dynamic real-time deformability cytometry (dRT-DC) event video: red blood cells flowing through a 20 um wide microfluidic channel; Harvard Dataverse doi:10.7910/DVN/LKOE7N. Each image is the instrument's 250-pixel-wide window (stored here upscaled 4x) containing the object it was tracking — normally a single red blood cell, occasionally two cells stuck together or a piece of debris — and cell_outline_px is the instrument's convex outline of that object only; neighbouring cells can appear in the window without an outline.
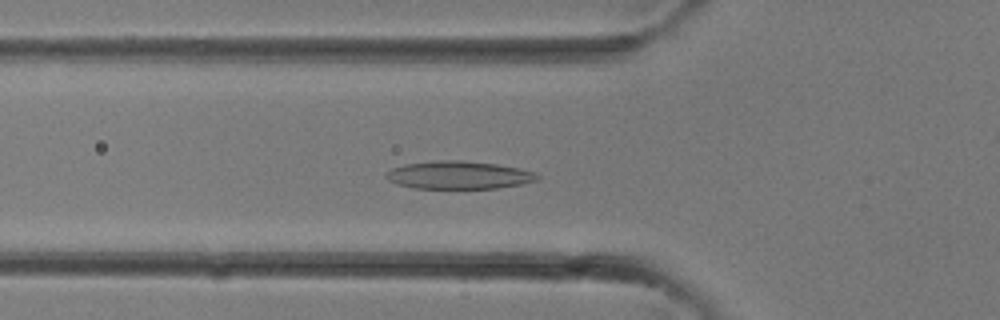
{"species": "common noctule bat (a hibernating species)", "species_latin": "Nyctalus noctula", "temperature_condition": "room temperature", "stored_images_in_passage": 34, "camera_frame_rate_fps": 3000, "um_per_image_px": 0.085, "animal": {"sex": "female"}, "frame": {"image": 1, "passage_image": 12, "time_ms": 3.667, "image_size_px": [1000, 320], "cell_outline_px": [[540, 176], [536, 180], [520, 184], [496, 188], [412, 188], [396, 184], [388, 180], [384, 176], [392, 168], [404, 164], [436, 160], [464, 160], [496, 164], [520, 168], [536, 172]], "centroid_in_image_um": [38.97, 14.87], "position_along_channel_um": 86.8, "area_um2": 24.62}}
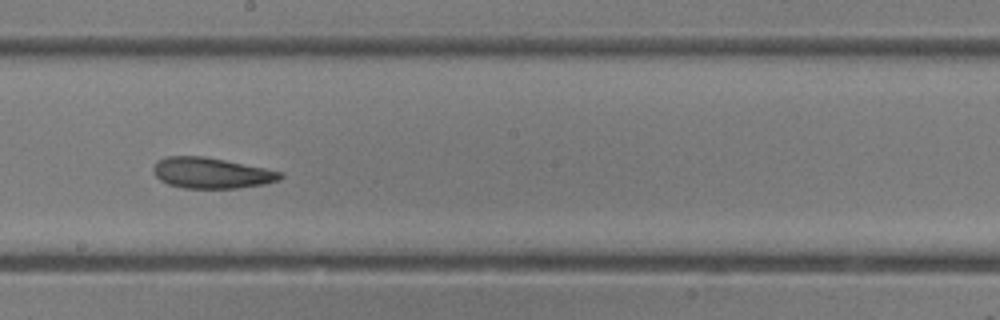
{"frame": {"image": 2, "passage_image": 19, "time_ms": 6.0, "image_size_px": [1000, 320], "cell_outline_px": [[284, 176], [280, 180], [264, 184], [240, 188], [184, 188], [168, 184], [160, 180], [152, 172], [152, 168], [156, 160], [164, 156], [204, 156], [284, 172]], "centroid_in_image_um": [17.95, 14.7], "position_along_channel_um": 230.3, "area_um2": 22.95}}
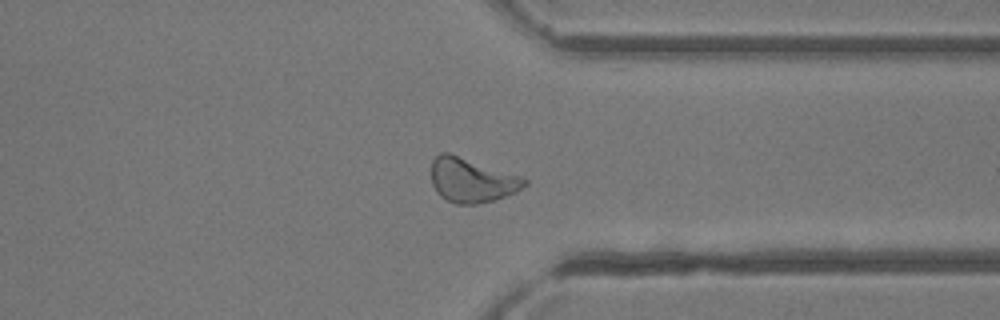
{"frame": {"image": 3, "passage_image": 26, "time_ms": 8.333, "image_size_px": [1000, 320], "cell_outline_px": [[528, 184], [516, 192], [496, 200], [476, 204], [456, 204], [440, 196], [436, 192], [432, 184], [432, 160], [440, 152], [448, 152], [520, 176], [528, 180]], "centroid_in_image_um": [40.09, 15.33], "position_along_channel_um": 371.3, "area_um2": 24.04}}